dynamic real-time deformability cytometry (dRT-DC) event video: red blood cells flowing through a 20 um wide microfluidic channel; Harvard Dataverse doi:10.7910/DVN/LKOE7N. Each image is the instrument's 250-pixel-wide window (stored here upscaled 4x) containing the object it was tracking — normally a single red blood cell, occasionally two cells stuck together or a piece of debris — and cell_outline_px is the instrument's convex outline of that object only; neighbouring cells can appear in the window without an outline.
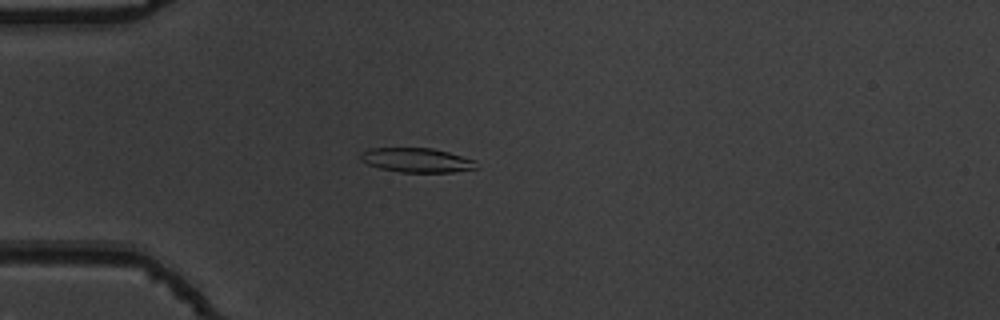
{"species": "common noctule bat (a hibernating species)", "species_latin": "Nyctalus noctula", "temperature_condition": "warm", "stored_images_in_passage": 38, "camera_frame_rate_fps": 3000, "um_per_image_px": 0.085, "animal": {"sex": "male", "body_mass_g": 19.5, "forearm_length_mm": 54.6}, "frame": {"image": 1, "passage_image": 4, "time_ms": 1.0, "image_size_px": [1000, 320], "cell_outline_px": [[480, 168], [452, 172], [400, 172], [380, 168], [368, 164], [360, 160], [360, 152], [368, 148], [432, 148], [448, 152], [476, 160]], "centroid_in_image_um": [35.44, 13.61], "position_along_channel_um": 49.6, "area_um2": 16.59}}
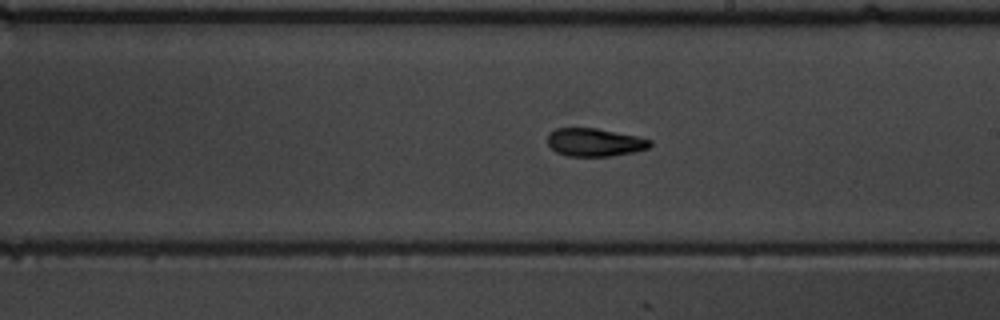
{"frame": {"image": 2, "passage_image": 20, "time_ms": 6.333, "image_size_px": [1000, 320], "cell_outline_px": [[652, 144], [648, 148], [632, 152], [612, 156], [568, 156], [556, 152], [548, 144], [548, 132], [556, 128], [596, 128], [636, 136], [652, 140]], "centroid_in_image_um": [50.53, 12.09], "position_along_channel_um": 238.5, "area_um2": 16.7}}
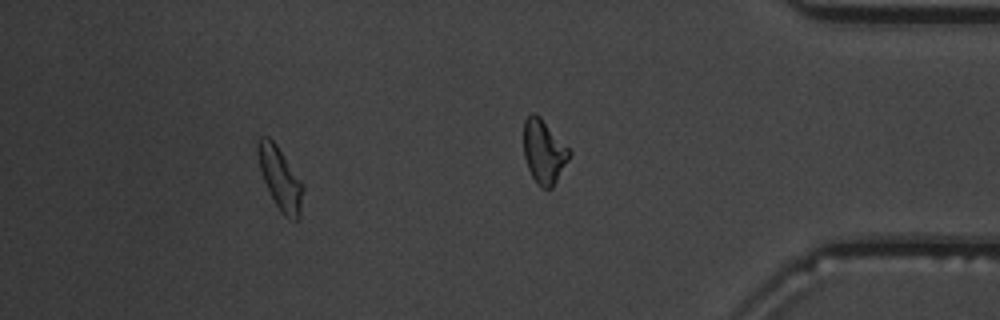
{"frame": {"image": 3, "passage_image": 33, "time_ms": 10.667, "image_size_px": [1000, 320], "cell_outline_px": [[304, 188], [300, 220], [292, 220], [284, 216], [280, 212], [264, 180], [260, 168], [256, 152], [256, 144], [260, 136], [268, 136], [276, 144], [304, 184]], "centroid_in_image_um": [23.83, 15.18], "position_along_channel_um": 411.4, "area_um2": 16.53}, "authors_computed_cell_mechanics": {"area_um2": 16.7042, "velocity_mm_per_s": 3.8388, "shape_relaxation_time_tau1_ms": 6.789, "shape_relaxation_time_tau2_ms": 2.8765, "deformation_change_tau1": 0.2011, "deformation_change_tau2": 0.093}}